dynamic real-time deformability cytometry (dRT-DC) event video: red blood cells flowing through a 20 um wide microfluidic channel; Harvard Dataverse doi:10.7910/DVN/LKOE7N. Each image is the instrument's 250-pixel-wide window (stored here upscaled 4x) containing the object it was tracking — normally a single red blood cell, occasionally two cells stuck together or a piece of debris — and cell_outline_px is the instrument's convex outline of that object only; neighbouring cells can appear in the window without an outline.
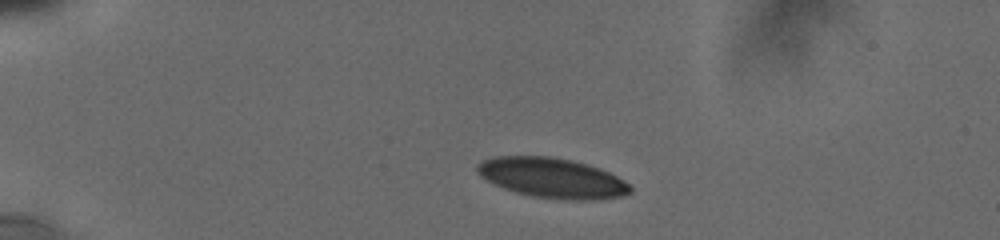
{"species": "human", "species_latin": "Homo sapiens", "temperature_condition": "cold", "stored_images_in_passage": 13, "camera_frame_rate_fps": 3000, "um_per_image_px": 0.085, "donor": {"sex": "male"}, "frame": {"image": 1, "passage_image": 1, "time_ms": 0.0, "image_size_px": [1000, 240], "cell_outline_px": [[632, 192], [620, 196], [596, 200], [564, 200], [532, 196], [516, 192], [504, 188], [480, 176], [476, 172], [476, 164], [492, 156], [548, 156], [572, 160], [588, 164], [608, 172], [624, 180], [632, 188]], "centroid_in_image_um": [46.92, 15.12], "position_along_channel_um": 38.1, "area_um2": 35.66}}
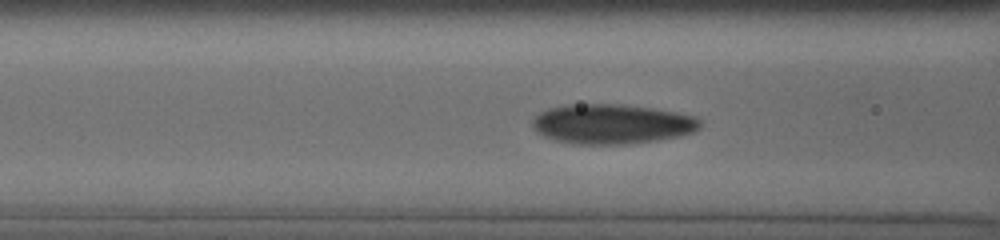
{"frame": {"image": 2, "passage_image": 8, "time_ms": 3.667, "image_size_px": [1000, 240], "cell_outline_px": [[700, 128], [696, 132], [680, 136], [660, 140], [628, 144], [576, 144], [556, 140], [544, 136], [536, 132], [532, 124], [532, 120], [540, 112], [548, 108], [568, 104], [624, 104], [652, 108], [676, 112], [696, 116], [700, 120]], "centroid_in_image_um": [52.04, 10.54], "position_along_channel_um": 114.6, "area_um2": 39.19}}
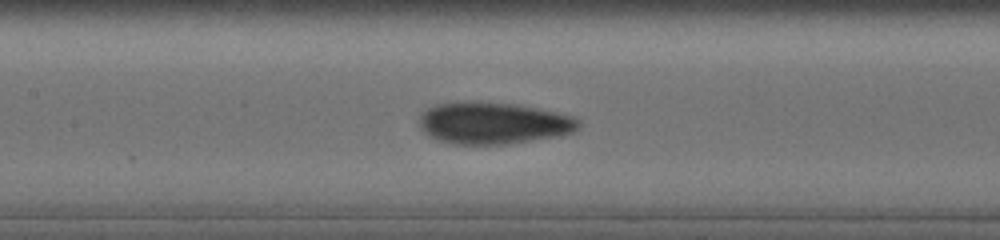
{"frame": {"image": 3, "passage_image": 12, "time_ms": 5.0, "image_size_px": [1000, 240], "cell_outline_px": [[580, 124], [572, 132], [552, 136], [508, 144], [452, 144], [428, 136], [420, 128], [420, 116], [428, 108], [436, 104], [456, 100], [480, 100], [516, 104], [536, 108], [572, 116], [580, 120]], "centroid_in_image_um": [41.85, 10.43], "position_along_channel_um": 165.5, "area_um2": 38.96}}